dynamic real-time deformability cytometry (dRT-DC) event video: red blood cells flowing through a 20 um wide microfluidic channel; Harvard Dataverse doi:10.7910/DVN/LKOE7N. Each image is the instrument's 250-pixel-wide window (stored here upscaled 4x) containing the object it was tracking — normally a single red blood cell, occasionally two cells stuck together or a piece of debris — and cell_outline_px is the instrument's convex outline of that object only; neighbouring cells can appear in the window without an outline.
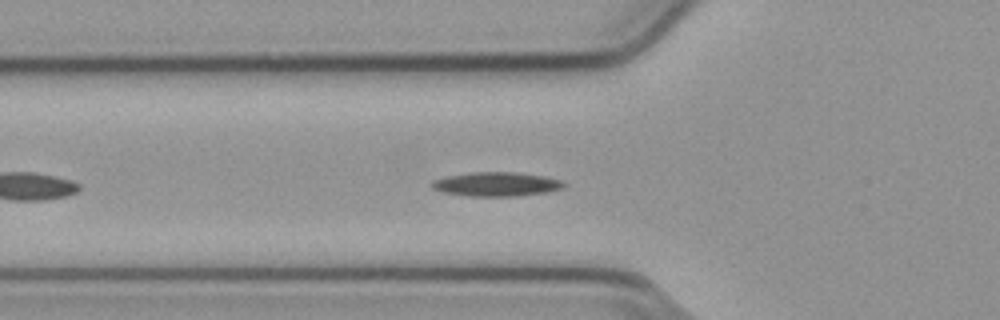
{"species": "common noctule bat (a hibernating species)", "species_latin": "Nyctalus noctula", "temperature_condition": "cold", "stored_images_in_passage": 41, "camera_frame_rate_fps": 3000, "um_per_image_px": 0.085, "animal": {"sex": "male", "body_mass_g": 23.1, "forearm_length_mm": 52.7}, "frame": {"image": 1, "passage_image": 8, "time_ms": 2.333, "image_size_px": [1000, 320], "cell_outline_px": [[564, 188], [544, 192], [516, 196], [468, 196], [440, 192], [432, 188], [432, 180], [448, 176], [472, 172], [516, 172], [544, 176], [560, 180], [564, 184]], "centroid_in_image_um": [42.15, 15.65], "position_along_channel_um": 83.6, "area_um2": 18.44}}
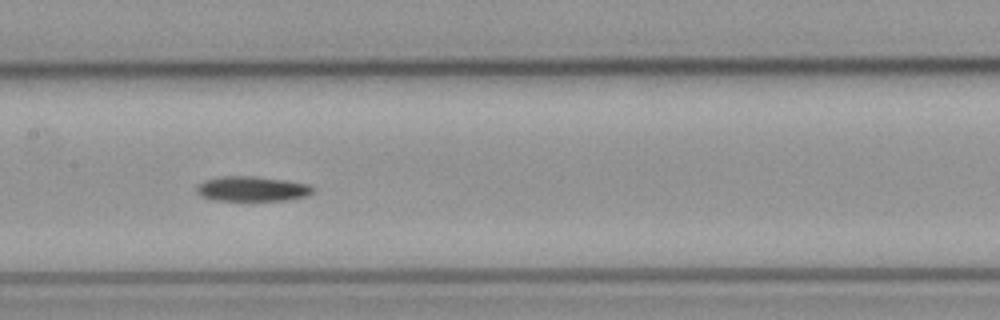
{"frame": {"image": 2, "passage_image": 16, "time_ms": 5.0, "image_size_px": [1000, 320], "cell_outline_px": [[316, 188], [308, 196], [288, 200], [212, 200], [200, 196], [196, 192], [196, 188], [204, 180], [224, 176], [252, 176], [284, 180], [308, 184]], "centroid_in_image_um": [21.44, 16.05], "position_along_channel_um": 186.0, "area_um2": 16.88}}
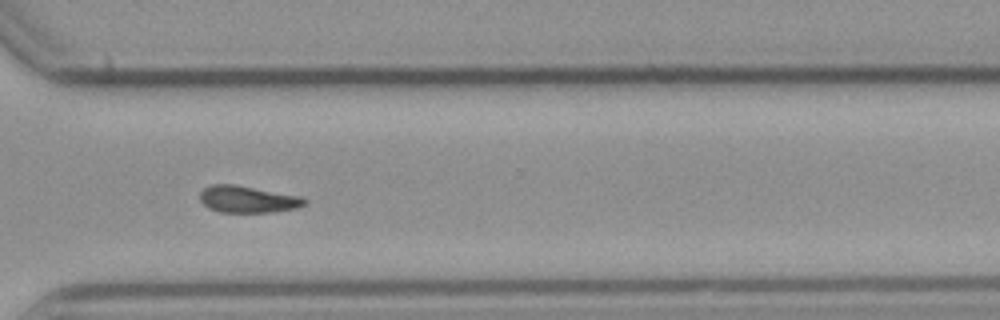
{"frame": {"image": 3, "passage_image": 29, "time_ms": 9.333, "image_size_px": [1000, 320], "cell_outline_px": [[308, 200], [304, 204], [296, 208], [272, 212], [220, 212], [208, 208], [200, 200], [200, 192], [204, 188], [212, 184], [236, 184], [300, 196]], "centroid_in_image_um": [21.04, 16.93], "position_along_channel_um": 349.6, "area_um2": 16.36}}